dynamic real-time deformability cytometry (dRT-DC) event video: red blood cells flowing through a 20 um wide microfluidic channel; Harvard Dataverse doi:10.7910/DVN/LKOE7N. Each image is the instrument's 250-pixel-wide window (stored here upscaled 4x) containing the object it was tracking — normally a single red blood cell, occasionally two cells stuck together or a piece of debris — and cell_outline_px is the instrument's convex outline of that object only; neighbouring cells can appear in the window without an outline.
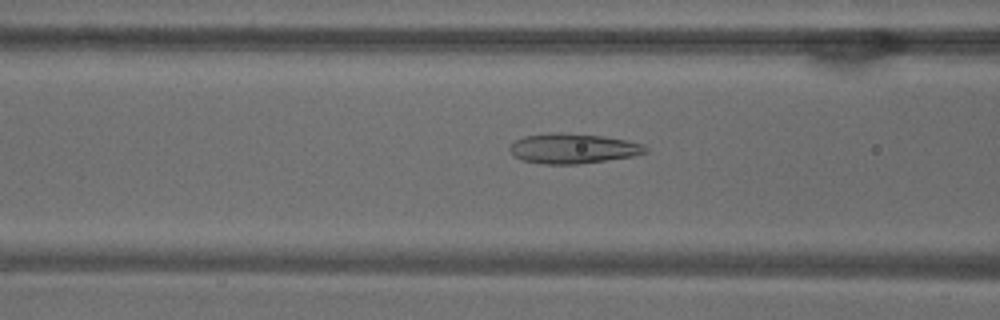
{"species": "common noctule bat (a hibernating species)", "species_latin": "Nyctalus noctula", "temperature_condition": "warm", "stored_images_in_passage": 38, "camera_frame_rate_fps": 3000, "um_per_image_px": 0.085, "animal": {"sex": "male", "body_mass_g": 18.8}, "frame": {"image": 1, "passage_image": 9, "time_ms": 2.667, "image_size_px": [1000, 320], "cell_outline_px": [[648, 152], [632, 156], [576, 164], [544, 164], [524, 160], [516, 156], [508, 148], [516, 140], [524, 136], [548, 132], [556, 132], [604, 136], [628, 140], [644, 144], [648, 148]], "centroid_in_image_um": [48.73, 12.6], "position_along_channel_um": 117.9, "area_um2": 23.58}}
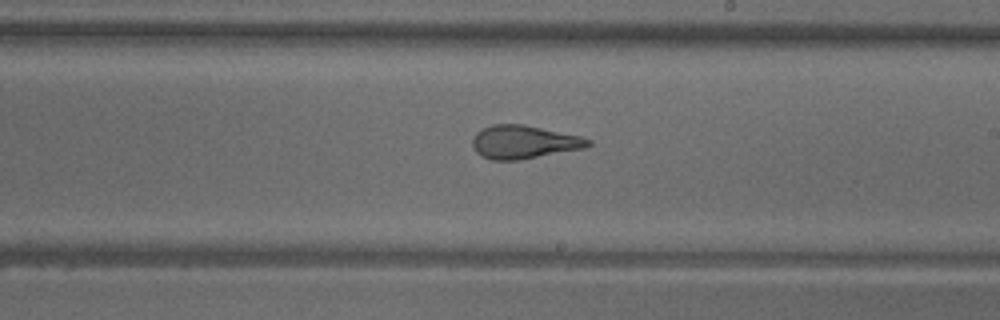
{"frame": {"image": 2, "passage_image": 19, "time_ms": 6.0, "image_size_px": [1000, 320], "cell_outline_px": [[592, 144], [584, 148], [516, 160], [492, 160], [476, 152], [472, 144], [472, 140], [476, 132], [492, 124], [524, 124], [580, 136], [592, 140]], "centroid_in_image_um": [44.52, 12.06], "position_along_channel_um": 244.5, "area_um2": 22.2}}
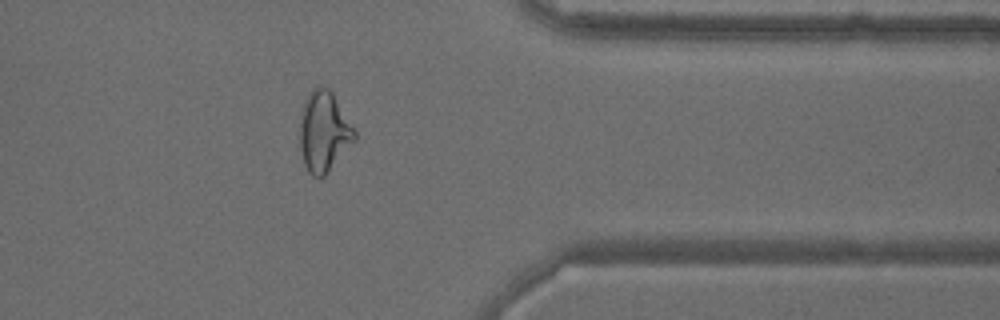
{"frame": {"image": 3, "passage_image": 31, "time_ms": 10.0, "image_size_px": [1000, 320], "cell_outline_px": [[356, 140], [324, 176], [320, 180], [312, 176], [308, 172], [304, 164], [300, 148], [300, 112], [308, 92], [312, 88], [320, 84], [328, 88], [332, 92], [356, 132]], "centroid_in_image_um": [27.51, 11.18], "position_along_channel_um": 383.9, "area_um2": 25.89}, "authors_computed_cell_mechanics": {"area_um2": 23.2645, "velocity_mm_per_s": 3.7964, "shape_relaxation_time_tau1_ms": null, "shape_relaxation_time_tau2_ms": 1.3804, "deformation_change_tau1": null, "deformation_change_tau2": 0.1059}}